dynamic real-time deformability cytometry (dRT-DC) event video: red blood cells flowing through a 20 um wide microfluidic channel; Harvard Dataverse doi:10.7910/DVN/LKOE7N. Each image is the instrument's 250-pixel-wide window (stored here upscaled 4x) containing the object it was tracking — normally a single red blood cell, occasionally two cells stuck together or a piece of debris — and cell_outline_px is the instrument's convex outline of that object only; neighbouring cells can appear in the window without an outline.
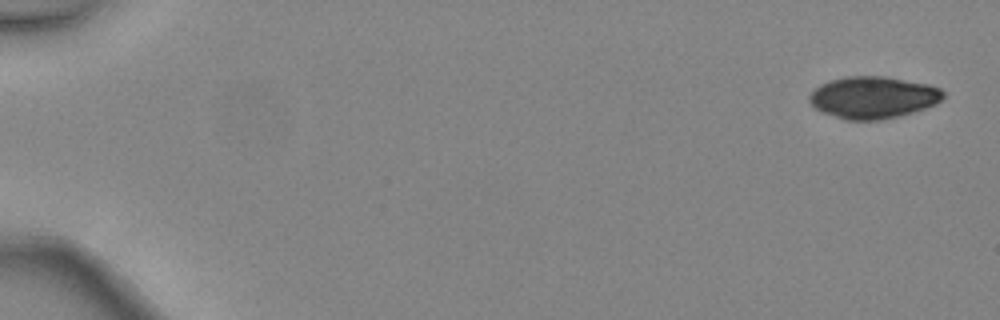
{"species": "common noctule bat (a hibernating species)", "species_latin": "Nyctalus noctula", "temperature_condition": "warm", "stored_images_in_passage": 5, "camera_frame_rate_fps": 3000, "um_per_image_px": 0.085, "animal": {"sex": "female", "body_mass_g": 24.6, "forearm_length_mm": 56.2}, "frame": {"image": 1, "passage_image": 1, "time_ms": 0.0, "image_size_px": [1000, 320], "cell_outline_px": [[944, 96], [936, 104], [900, 116], [880, 120], [844, 120], [820, 112], [808, 100], [808, 96], [820, 84], [828, 80], [848, 76], [884, 76], [928, 84], [940, 88], [944, 92]], "centroid_in_image_um": [74.18, 8.28], "position_along_channel_um": 10.8, "area_um2": 32.89}}